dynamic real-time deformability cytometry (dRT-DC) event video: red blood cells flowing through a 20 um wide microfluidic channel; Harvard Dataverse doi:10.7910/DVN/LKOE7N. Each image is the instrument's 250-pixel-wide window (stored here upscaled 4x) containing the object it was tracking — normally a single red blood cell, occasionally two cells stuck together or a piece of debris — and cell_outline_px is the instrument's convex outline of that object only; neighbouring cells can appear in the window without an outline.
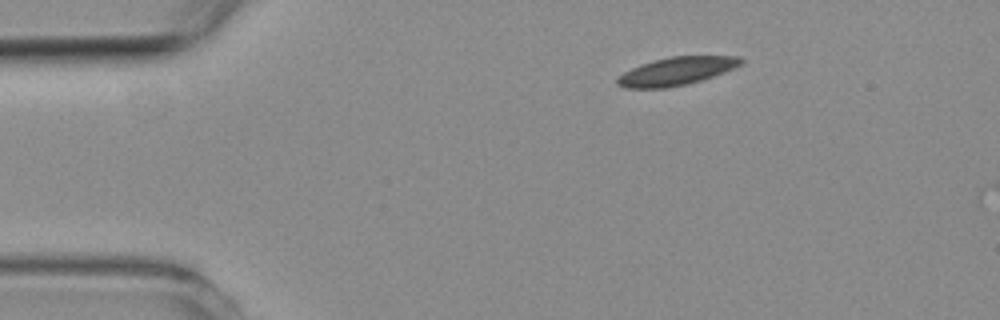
{"species": "common noctule bat (a hibernating species)", "species_latin": "Nyctalus noctula", "temperature_condition": "room temperature", "stored_images_in_passage": 2, "camera_frame_rate_fps": 3000, "um_per_image_px": 0.085, "animal": {"sex": "female", "body_mass_g": 19.3, "forearm_length_mm": 54.1}, "frame": {"image": 1, "passage_image": 1, "time_ms": 0.0, "image_size_px": [1000, 320], "cell_outline_px": [[744, 64], [724, 72], [700, 80], [684, 84], [664, 88], [624, 88], [616, 84], [616, 80], [624, 72], [640, 64], [652, 60], [672, 56], [740, 56], [744, 60]], "centroid_in_image_um": [57.5, 6.04], "position_along_channel_um": 27.5, "area_um2": 20.11}}